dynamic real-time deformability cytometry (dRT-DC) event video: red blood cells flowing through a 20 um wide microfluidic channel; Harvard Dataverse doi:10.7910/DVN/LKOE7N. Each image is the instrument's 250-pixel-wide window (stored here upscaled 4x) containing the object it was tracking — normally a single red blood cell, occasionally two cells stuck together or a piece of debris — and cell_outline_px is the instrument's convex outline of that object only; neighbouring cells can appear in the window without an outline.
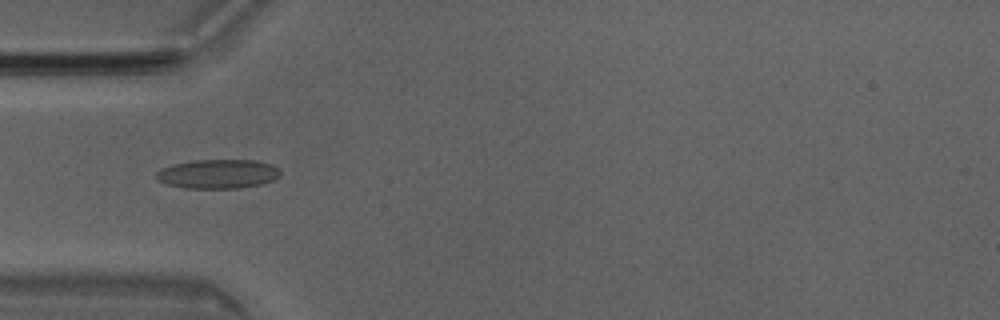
{"species": "Egyptian fruit bat (a non-hibernating species)", "species_latin": "Rousettus aegyptiacus", "temperature_condition": "room temperature", "stored_images_in_passage": 27, "camera_frame_rate_fps": 3000, "um_per_image_px": 0.085, "animal": {"sex": "male"}, "frame": {"image": 1, "passage_image": 2, "time_ms": 0.333, "image_size_px": [1000, 320], "cell_outline_px": [[280, 176], [272, 180], [260, 184], [240, 188], [184, 188], [164, 184], [156, 180], [156, 172], [172, 164], [192, 160], [256, 160], [272, 164], [280, 172]], "centroid_in_image_um": [18.49, 14.78], "position_along_channel_um": 66.5, "area_um2": 21.15}}
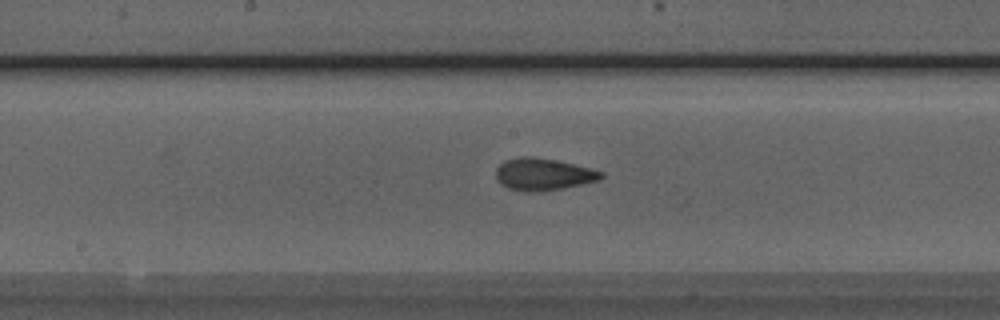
{"frame": {"image": 2, "passage_image": 12, "time_ms": 3.667, "image_size_px": [1000, 320], "cell_outline_px": [[604, 176], [600, 180], [564, 188], [544, 192], [528, 192], [508, 188], [500, 184], [496, 180], [496, 168], [504, 160], [520, 156], [532, 156], [556, 160], [604, 172]], "centroid_in_image_um": [46.14, 14.82], "position_along_channel_um": 202.1, "area_um2": 19.88}}
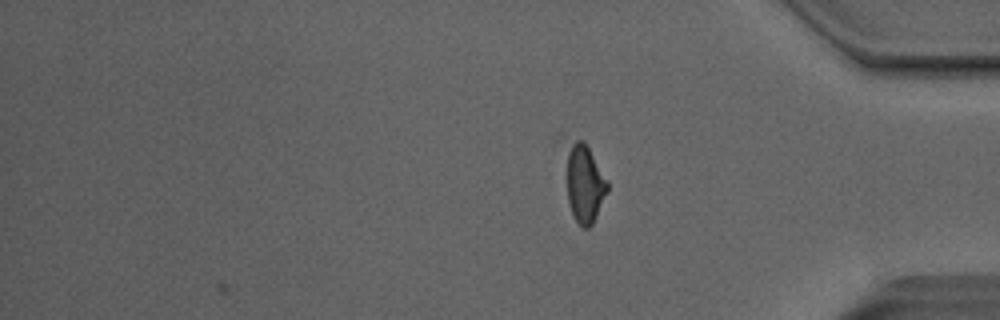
{"frame": {"image": 3, "passage_image": 27, "time_ms": 8.667, "image_size_px": [1000, 320], "cell_outline_px": [[608, 192], [592, 224], [588, 228], [584, 228], [576, 220], [568, 204], [552, 136], [556, 132], [584, 140], [608, 180]], "centroid_in_image_um": [49.36, 15.13], "position_along_channel_um": 385.8, "area_um2": 22.89}, "authors_computed_cell_mechanics": {"area_um2": 18.9006, "velocity_mm_per_s": 4.0471, "shape_relaxation_time_tau1_ms": 5.4616, "shape_relaxation_time_tau2_ms": 1.7836, "deformation_change_tau1": 0.1683, "deformation_change_tau2": 0.0743}}